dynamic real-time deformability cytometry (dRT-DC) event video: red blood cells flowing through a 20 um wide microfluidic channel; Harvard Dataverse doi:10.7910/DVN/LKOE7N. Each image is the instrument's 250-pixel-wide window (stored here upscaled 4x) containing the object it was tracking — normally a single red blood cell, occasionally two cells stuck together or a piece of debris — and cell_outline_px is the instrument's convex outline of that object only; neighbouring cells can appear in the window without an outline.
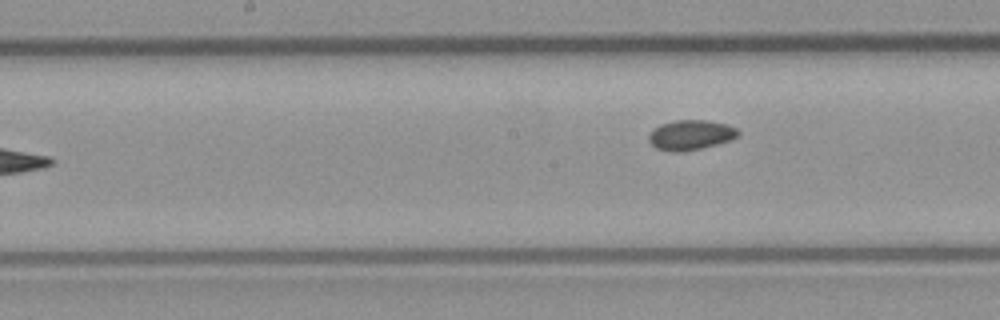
{"species": "common noctule bat (a hibernating species)", "species_latin": "Nyctalus noctula", "temperature_condition": "room temperature", "stored_images_in_passage": 9, "camera_frame_rate_fps": 3000, "um_per_image_px": 0.085, "animal": {"sex": "male", "body_mass_g": 23.1, "forearm_length_mm": 52.7}, "frame": {"image": 1, "passage_image": 9, "time_ms": 2.667, "image_size_px": [1000, 320], "cell_outline_px": [[740, 136], [716, 144], [700, 148], [680, 152], [672, 152], [656, 148], [648, 140], [648, 136], [660, 124], [676, 120], [704, 120], [728, 124], [736, 128], [740, 132]], "centroid_in_image_um": [58.72, 11.47], "position_along_channel_um": 189.5, "area_um2": 15.43}}